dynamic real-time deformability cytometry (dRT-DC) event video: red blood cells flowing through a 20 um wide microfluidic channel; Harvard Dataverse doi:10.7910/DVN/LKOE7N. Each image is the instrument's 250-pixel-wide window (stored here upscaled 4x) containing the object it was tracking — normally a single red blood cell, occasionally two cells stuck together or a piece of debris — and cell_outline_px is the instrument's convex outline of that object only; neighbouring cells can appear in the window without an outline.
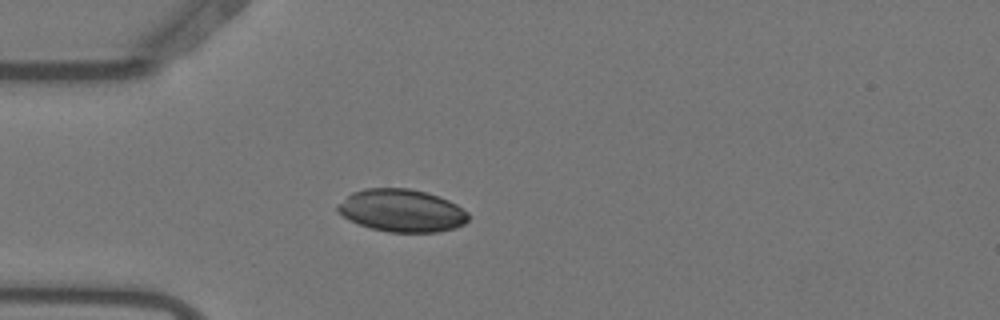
{"species": "Egyptian fruit bat (a non-hibernating species)", "species_latin": "Rousettus aegyptiacus", "temperature_condition": "warm", "stored_images_in_passage": 3, "camera_frame_rate_fps": 3000, "um_per_image_px": 0.085, "animal": {"sex": "female"}, "frame": {"image": 1, "passage_image": 3, "time_ms": 0.667, "image_size_px": [1000, 320], "cell_outline_px": [[468, 220], [464, 224], [456, 228], [436, 232], [388, 232], [372, 228], [348, 220], [336, 212], [336, 204], [352, 192], [364, 188], [408, 188], [424, 192], [448, 200], [456, 204], [468, 212]], "centroid_in_image_um": [34.11, 17.9], "position_along_channel_um": 50.9, "area_um2": 32.54}}